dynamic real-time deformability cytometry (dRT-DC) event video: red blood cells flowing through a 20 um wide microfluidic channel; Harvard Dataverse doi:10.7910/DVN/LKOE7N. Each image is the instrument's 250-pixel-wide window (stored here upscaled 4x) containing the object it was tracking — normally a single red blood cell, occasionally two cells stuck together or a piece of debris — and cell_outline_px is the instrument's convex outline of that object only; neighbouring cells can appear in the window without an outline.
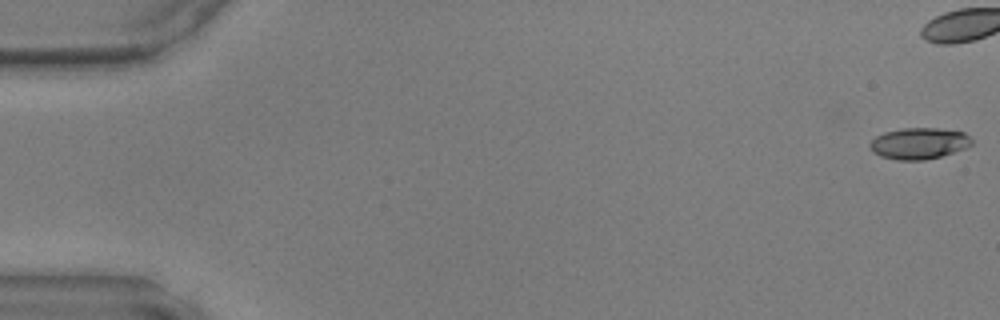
{"species": "common noctule bat (a hibernating species)", "species_latin": "Nyctalus noctula", "temperature_condition": "warm", "stored_images_in_passage": 38, "camera_frame_rate_fps": 3000, "um_per_image_px": 0.085, "animal": {"sex": "male", "body_mass_g": 17.9, "forearm_length_mm": 54.2}, "frame": {"image": 1, "passage_image": 1, "time_ms": 0.0, "image_size_px": [1000, 320], "cell_outline_px": [[972, 144], [964, 148], [940, 156], [924, 160], [896, 160], [880, 156], [872, 152], [868, 144], [876, 136], [884, 132], [904, 128], [936, 128], [964, 132], [972, 140]], "centroid_in_image_um": [78.07, 12.19], "position_along_channel_um": 6.9, "area_um2": 18.5}}